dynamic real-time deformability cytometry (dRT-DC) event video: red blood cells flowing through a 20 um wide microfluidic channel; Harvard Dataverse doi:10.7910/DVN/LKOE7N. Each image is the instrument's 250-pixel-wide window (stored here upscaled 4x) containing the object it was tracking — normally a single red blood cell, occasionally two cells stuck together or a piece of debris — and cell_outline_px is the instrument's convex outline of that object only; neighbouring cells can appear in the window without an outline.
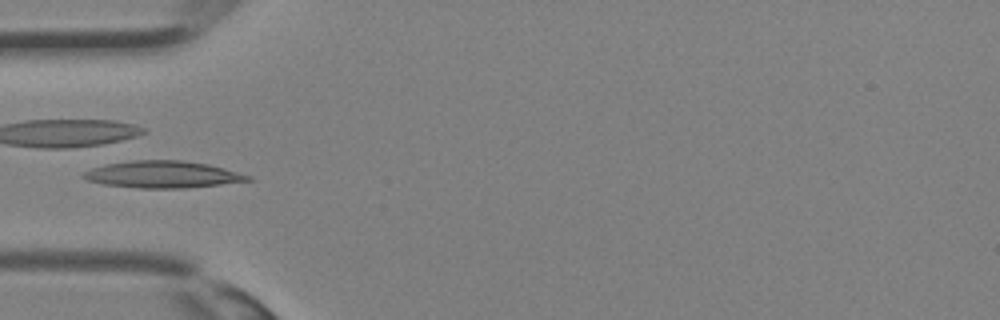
{"species": "Egyptian fruit bat (a non-hibernating species)", "species_latin": "Rousettus aegyptiacus", "temperature_condition": "room temperature", "stored_images_in_passage": 35, "camera_frame_rate_fps": 3000, "um_per_image_px": 0.085, "animal": {"sex": "female"}, "frame": {"image": 1, "passage_image": 11, "time_ms": 3.333, "image_size_px": [1000, 320], "cell_outline_px": [[252, 180], [220, 184], [184, 188], [140, 188], [104, 184], [88, 180], [80, 176], [84, 172], [92, 168], [108, 164], [132, 160], [180, 160], [208, 164], [224, 168], [252, 176]], "centroid_in_image_um": [13.83, 14.82], "position_along_channel_um": 71.2, "area_um2": 25.55}}
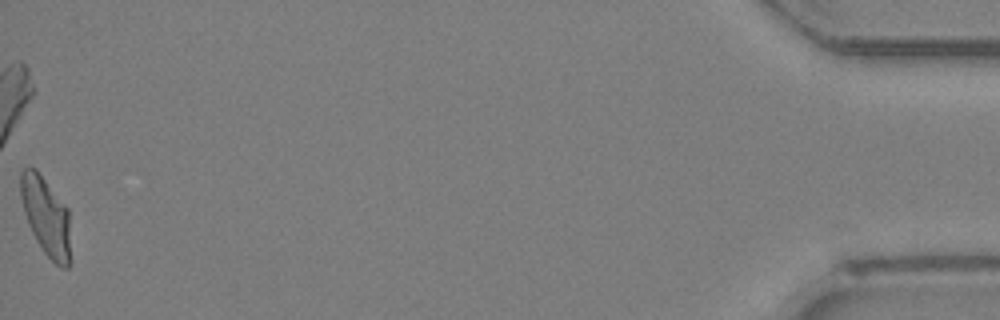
{"frame": {"image": 2, "passage_image": 35, "time_ms": 11.333, "image_size_px": [1000, 320], "cell_outline_px": [[68, 268], [60, 268], [44, 252], [36, 240], [28, 224], [24, 212], [20, 196], [20, 172], [24, 168], [36, 168], [68, 208]], "centroid_in_image_um": [3.86, 18.33], "position_along_channel_um": 431.3, "area_um2": 22.43}}